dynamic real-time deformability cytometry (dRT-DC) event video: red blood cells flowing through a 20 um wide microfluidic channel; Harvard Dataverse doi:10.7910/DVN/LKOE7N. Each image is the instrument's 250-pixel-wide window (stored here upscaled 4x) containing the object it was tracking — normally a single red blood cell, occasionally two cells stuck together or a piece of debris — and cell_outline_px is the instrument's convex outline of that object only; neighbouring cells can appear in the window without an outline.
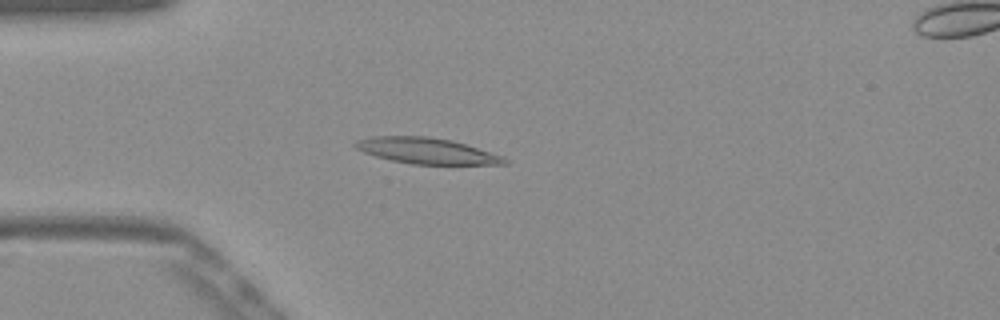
{"species": "Egyptian fruit bat (a non-hibernating species)", "species_latin": "Rousettus aegyptiacus", "temperature_condition": "warm", "stored_images_in_passage": 51, "camera_frame_rate_fps": 3000, "um_per_image_px": 0.085, "frame": {"image": 1, "passage_image": 13, "time_ms": 4.0, "image_size_px": [1000, 320], "cell_outline_px": [[508, 164], [412, 164], [392, 160], [376, 156], [364, 152], [356, 148], [352, 144], [356, 140], [372, 136], [428, 136], [452, 140], [504, 156], [508, 160]], "centroid_in_image_um": [36.26, 12.81], "position_along_channel_um": 48.7, "area_um2": 22.48}}
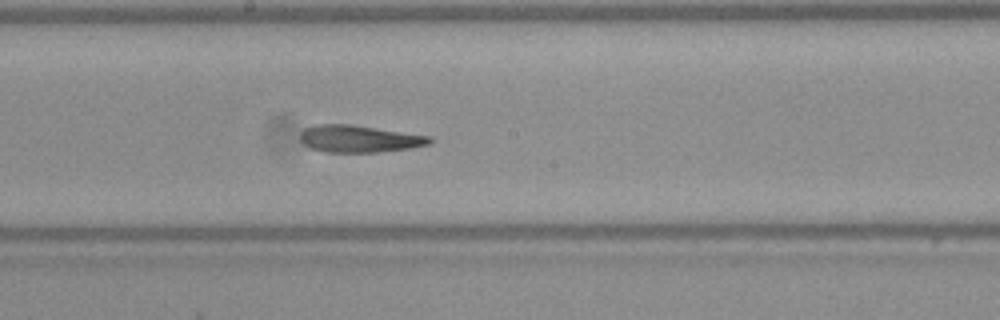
{"frame": {"image": 2, "passage_image": 27, "time_ms": 8.667, "image_size_px": [1000, 320], "cell_outline_px": [[432, 140], [428, 144], [408, 148], [380, 152], [328, 152], [312, 148], [304, 144], [300, 140], [300, 132], [304, 128], [316, 124], [352, 124], [432, 136]], "centroid_in_image_um": [30.52, 11.78], "position_along_channel_um": 217.7, "area_um2": 20.46}}
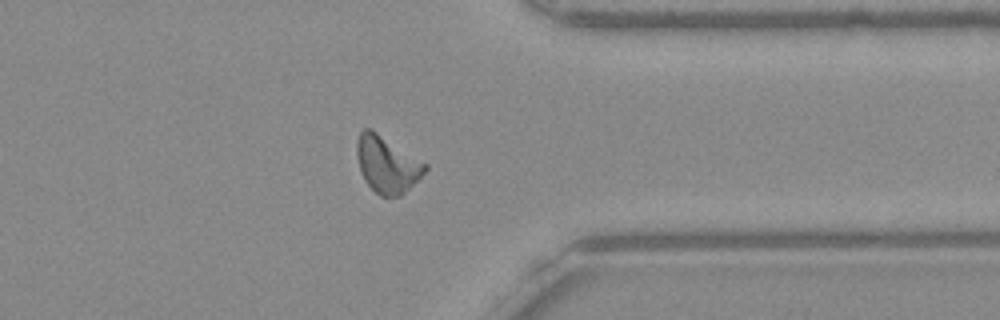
{"frame": {"image": 3, "passage_image": 40, "time_ms": 13.0, "image_size_px": [1000, 320], "cell_outline_px": [[428, 168], [400, 196], [380, 196], [364, 180], [360, 172], [356, 156], [356, 140], [360, 132], [364, 128], [372, 128], [428, 164]], "centroid_in_image_um": [32.86, 13.93], "position_along_channel_um": 378.5, "area_um2": 22.54}, "authors_computed_cell_mechanics": {"area_um2": 21.2704, "velocity_mm_per_s": 3.8838, "shape_relaxation_time_tau1_ms": null, "shape_relaxation_time_tau2_ms": 3.3753, "deformation_change_tau1": null, "deformation_change_tau2": 0.1332}}